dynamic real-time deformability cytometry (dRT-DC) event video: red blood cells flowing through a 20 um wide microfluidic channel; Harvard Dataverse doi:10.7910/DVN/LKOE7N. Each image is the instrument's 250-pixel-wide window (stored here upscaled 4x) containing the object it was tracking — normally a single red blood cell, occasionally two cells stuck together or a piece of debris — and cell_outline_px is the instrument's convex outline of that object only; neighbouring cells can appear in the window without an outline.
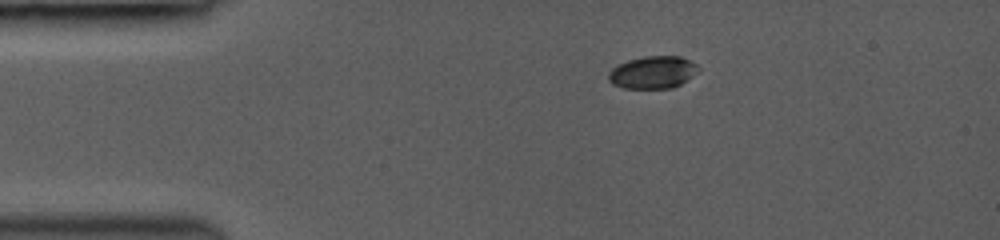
{"species": "common noctule bat (a hibernating species)", "species_latin": "Nyctalus noctula", "temperature_condition": "room temperature", "stored_images_in_passage": 75, "camera_frame_rate_fps": 3000, "um_per_image_px": 0.085, "animal": {"sex": "female", "body_mass_g": 19.0, "forearm_length_mm": 53.3}, "frame": {"image": 1, "passage_image": 1, "time_ms": 0.0, "image_size_px": [1000, 240], "cell_outline_px": [[700, 68], [692, 76], [680, 84], [672, 88], [624, 88], [612, 84], [608, 80], [608, 72], [616, 64], [628, 60], [644, 56], [680, 56], [696, 64]], "centroid_in_image_um": [55.45, 6.14], "position_along_channel_um": 29.6, "area_um2": 16.99}}
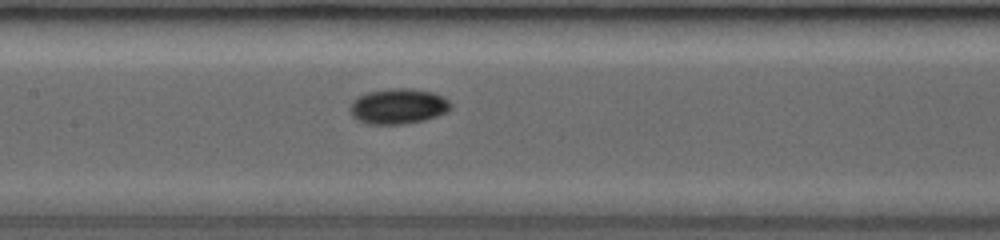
{"frame": {"image": 2, "passage_image": 26, "time_ms": 4.667, "image_size_px": [1000, 240], "cell_outline_px": [[452, 108], [448, 112], [424, 120], [404, 124], [368, 124], [356, 120], [352, 116], [348, 108], [352, 100], [368, 92], [392, 88], [412, 88], [432, 92], [448, 100], [452, 104]], "centroid_in_image_um": [33.83, 9.04], "position_along_channel_um": 173.6, "area_um2": 20.92}}
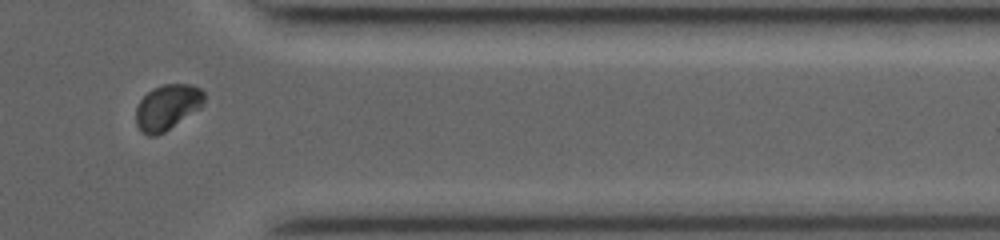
{"frame": {"image": 3, "passage_image": 62, "time_ms": 10.0, "image_size_px": [1000, 240], "cell_outline_px": [[204, 104], [200, 108], [164, 132], [156, 136], [148, 136], [136, 124], [136, 104], [152, 88], [164, 84], [192, 84], [200, 88], [204, 92]], "centroid_in_image_um": [14.23, 9.09], "position_along_channel_um": 397.2, "area_um2": 18.03}}